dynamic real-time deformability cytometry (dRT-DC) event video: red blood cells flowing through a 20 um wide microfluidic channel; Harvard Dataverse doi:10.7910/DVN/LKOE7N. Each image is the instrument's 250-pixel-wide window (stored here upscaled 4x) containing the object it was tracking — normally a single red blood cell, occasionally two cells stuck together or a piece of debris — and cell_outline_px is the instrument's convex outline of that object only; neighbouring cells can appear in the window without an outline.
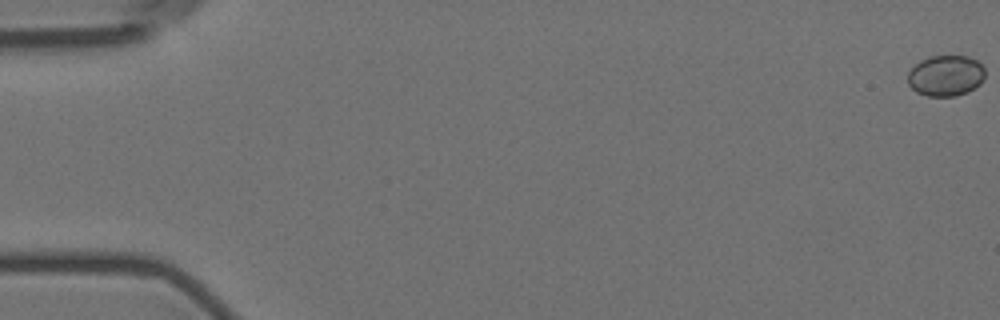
{"species": "Egyptian fruit bat (a non-hibernating species)", "species_latin": "Rousettus aegyptiacus", "temperature_condition": "room temperature", "stored_images_in_passage": 7, "camera_frame_rate_fps": 3000, "um_per_image_px": 0.085, "animal": {"sex": "female"}, "frame": {"image": 1, "passage_image": 1, "time_ms": 0.0, "image_size_px": [1000, 320], "cell_outline_px": [[984, 80], [980, 84], [968, 92], [956, 96], [928, 96], [916, 92], [908, 84], [908, 72], [920, 60], [928, 56], [968, 56], [976, 60], [984, 68]], "centroid_in_image_um": [80.39, 6.43], "position_along_channel_um": 4.6, "area_um2": 18.5}}
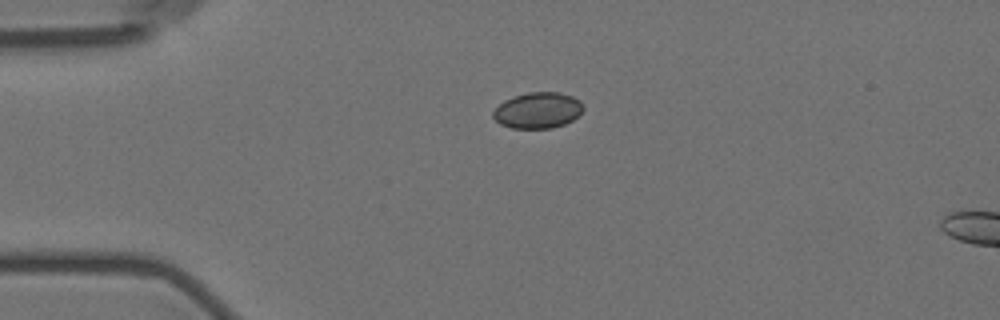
{"frame": {"image": 2, "passage_image": 5, "time_ms": 4.667, "image_size_px": [1000, 320], "cell_outline_px": [[584, 108], [572, 120], [564, 124], [552, 128], [512, 128], [500, 124], [492, 116], [492, 112], [504, 100], [528, 92], [560, 92], [572, 96], [580, 100]], "centroid_in_image_um": [45.71, 9.37], "position_along_channel_um": 39.3, "area_um2": 18.79}}